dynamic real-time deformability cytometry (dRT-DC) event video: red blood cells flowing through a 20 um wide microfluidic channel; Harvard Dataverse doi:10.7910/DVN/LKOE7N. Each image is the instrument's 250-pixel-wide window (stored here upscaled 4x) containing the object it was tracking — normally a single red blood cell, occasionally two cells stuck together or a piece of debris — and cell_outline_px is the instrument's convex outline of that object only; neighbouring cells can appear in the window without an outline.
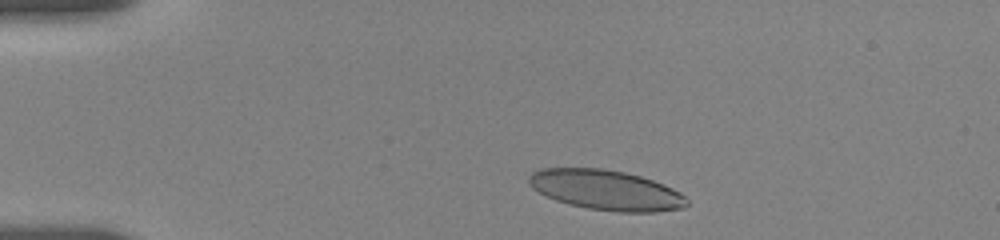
{"species": "human", "species_latin": "Homo sapiens", "temperature_condition": "room temperature", "stored_images_in_passage": 19, "camera_frame_rate_fps": 3000, "um_per_image_px": 0.085, "donor": {"sex": "female"}, "frame": {"image": 1, "passage_image": 7, "time_ms": 1.0, "image_size_px": [1000, 240], "cell_outline_px": [[688, 204], [684, 208], [656, 212], [620, 212], [588, 208], [568, 204], [556, 200], [532, 188], [528, 184], [528, 176], [532, 172], [540, 168], [600, 168], [624, 172], [640, 176], [664, 184], [680, 192], [688, 200]], "centroid_in_image_um": [51.52, 16.15], "position_along_channel_um": 33.5, "area_um2": 36.88}}